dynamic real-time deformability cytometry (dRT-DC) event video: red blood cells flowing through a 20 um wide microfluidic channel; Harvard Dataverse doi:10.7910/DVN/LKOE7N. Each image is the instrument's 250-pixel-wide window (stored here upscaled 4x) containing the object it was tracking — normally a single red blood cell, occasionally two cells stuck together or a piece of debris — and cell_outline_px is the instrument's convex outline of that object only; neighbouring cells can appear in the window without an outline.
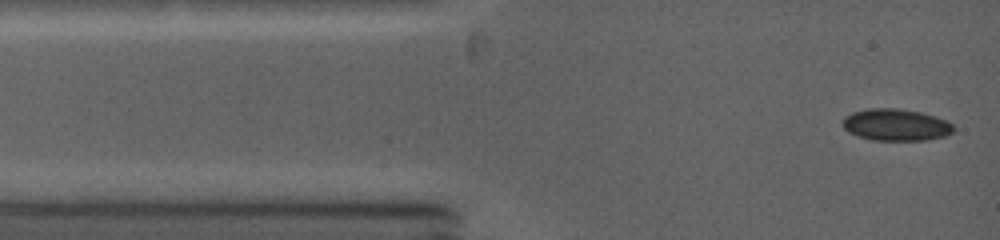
{"species": "common noctule bat (a hibernating species)", "species_latin": "Nyctalus noctula", "temperature_condition": "warm", "stored_images_in_passage": 40, "camera_frame_rate_fps": 5000, "um_per_image_px": 0.085, "animal": {"sex": "female", "body_mass_g": 19.0, "forearm_length_mm": 53.3}, "frame": {"image": 1, "passage_image": 1, "time_ms": 0.0, "image_size_px": [1000, 240], "cell_outline_px": [[952, 132], [944, 136], [928, 140], [872, 140], [848, 132], [844, 128], [844, 116], [852, 112], [868, 108], [896, 108], [920, 112], [936, 116], [948, 120], [952, 124]], "centroid_in_image_um": [76.16, 10.6], "position_along_channel_um": 8.8, "area_um2": 20.52}}
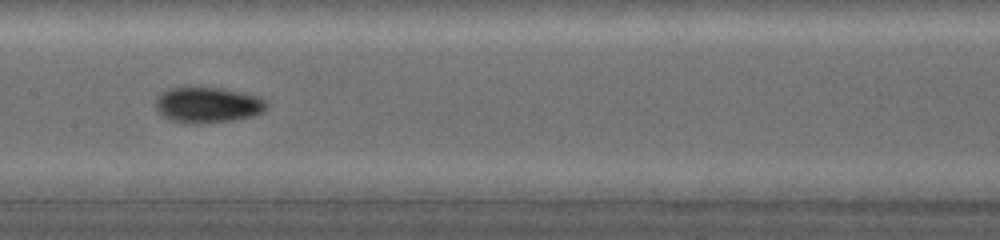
{"frame": {"image": 2, "passage_image": 13, "time_ms": 5.4, "image_size_px": [1000, 240], "cell_outline_px": [[268, 108], [252, 116], [232, 120], [200, 124], [192, 124], [168, 120], [156, 108], [156, 96], [160, 92], [168, 88], [224, 88], [260, 96], [268, 100]], "centroid_in_image_um": [17.67, 8.92], "position_along_channel_um": 189.7, "area_um2": 23.29}}
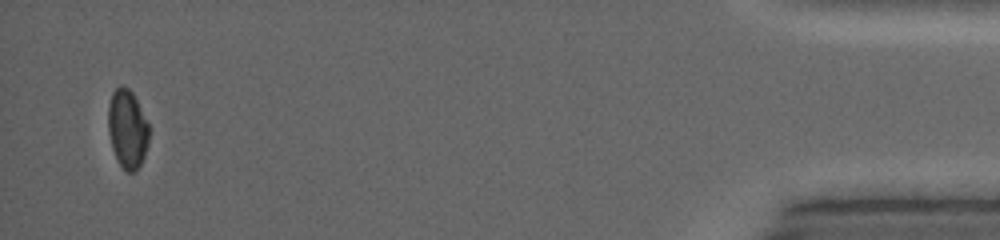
{"frame": {"image": 3, "passage_image": 36, "time_ms": 13.6, "image_size_px": [1000, 240], "cell_outline_px": [[148, 144], [144, 156], [136, 172], [128, 172], [120, 164], [112, 148], [108, 132], [108, 104], [112, 92], [120, 84], [128, 88], [132, 92], [148, 124]], "centroid_in_image_um": [10.81, 10.94], "position_along_channel_um": 424.4, "area_um2": 18.55}, "authors_computed_cell_mechanics": {"area_um2": 20.5768, "velocity_mm_per_s": 4.252, "shape_relaxation_time_tau1_ms": 3.0107, "shape_relaxation_time_tau2_ms": null, "deformation_change_tau1": 0.0992, "deformation_change_tau2": null}}